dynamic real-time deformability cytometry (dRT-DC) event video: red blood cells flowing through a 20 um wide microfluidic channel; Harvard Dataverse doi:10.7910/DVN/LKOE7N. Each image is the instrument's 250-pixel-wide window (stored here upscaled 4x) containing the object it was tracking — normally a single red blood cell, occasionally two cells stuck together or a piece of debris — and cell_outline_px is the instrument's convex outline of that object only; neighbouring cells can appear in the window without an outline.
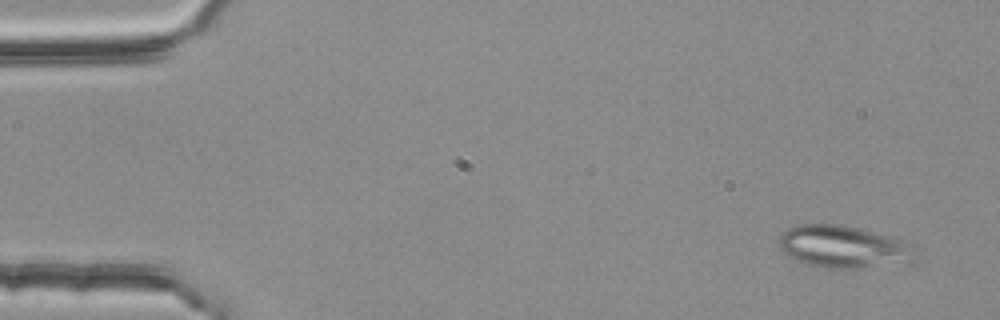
{"species": "common noctule bat (a hibernating species)", "species_latin": "Nyctalus noctula", "temperature_condition": "room temperature", "stored_images_in_passage": 5, "camera_frame_rate_fps": 3000, "um_per_image_px": 0.085, "animal": {"sex": "female", "body_mass_g": 25.1}, "frame": {"image": 1, "passage_image": 1, "time_ms": 0.0, "image_size_px": [1000, 320], "cell_outline_px": [[916, 260], [912, 264], [852, 268], [828, 268], [808, 264], [784, 252], [780, 248], [780, 236], [788, 228], [800, 224], [840, 224], [860, 228], [904, 240], [912, 244]], "centroid_in_image_um": [71.8, 20.98], "position_along_channel_um": 13.2, "area_um2": 33.7}}
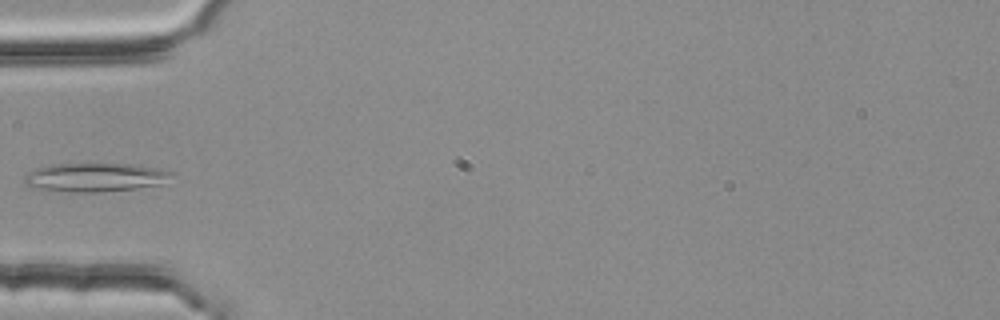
{"frame": {"image": 2, "passage_image": 5, "time_ms": 1.333, "image_size_px": [1000, 320], "cell_outline_px": [[176, 172], [160, 184], [136, 188], [100, 192], [60, 192], [24, 184], [24, 176], [28, 172], [36, 168], [48, 164], [136, 164], [160, 168]], "centroid_in_image_um": [8.09, 15.06], "position_along_channel_um": 76.9, "area_um2": 24.68}}